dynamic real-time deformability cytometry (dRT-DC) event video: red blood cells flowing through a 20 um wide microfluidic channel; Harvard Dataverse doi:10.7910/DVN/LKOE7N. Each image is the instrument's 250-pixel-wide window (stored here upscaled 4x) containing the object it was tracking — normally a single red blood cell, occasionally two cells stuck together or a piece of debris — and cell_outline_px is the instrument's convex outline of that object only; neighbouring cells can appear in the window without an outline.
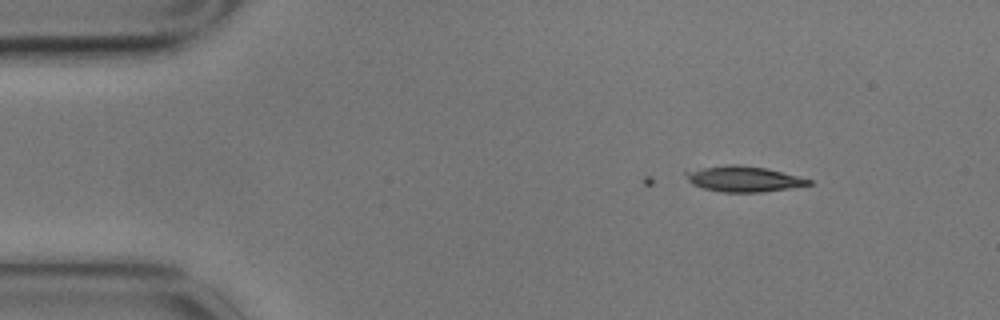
{"species": "common noctule bat (a hibernating species)", "species_latin": "Nyctalus noctula", "temperature_condition": "cold", "stored_images_in_passage": 5, "camera_frame_rate_fps": 3000, "um_per_image_px": 0.085, "animal": {"sex": "male", "body_mass_g": 17.9}, "frame": {"image": 1, "passage_image": 2, "time_ms": 0.333, "image_size_px": [1000, 320], "cell_outline_px": [[812, 184], [788, 188], [760, 192], [724, 192], [704, 188], [692, 184], [688, 180], [684, 172], [704, 168], [728, 164], [736, 164], [768, 168], [800, 176], [812, 180]], "centroid_in_image_um": [63.25, 15.2], "position_along_channel_um": 21.8, "area_um2": 18.15}}